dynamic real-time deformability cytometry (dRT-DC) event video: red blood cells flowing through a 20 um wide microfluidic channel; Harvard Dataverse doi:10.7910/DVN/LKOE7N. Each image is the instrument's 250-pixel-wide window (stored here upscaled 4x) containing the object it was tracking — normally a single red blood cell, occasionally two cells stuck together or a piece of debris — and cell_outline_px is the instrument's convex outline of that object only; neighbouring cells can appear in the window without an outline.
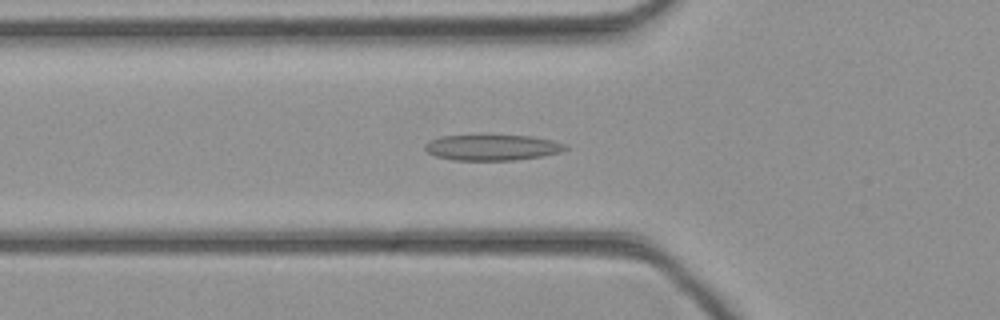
{"species": "common noctule bat (a hibernating species)", "species_latin": "Nyctalus noctula", "temperature_condition": "cold", "stored_images_in_passage": 44, "camera_frame_rate_fps": 3000, "um_per_image_px": 0.085, "animal": {"sex": "female", "body_mass_g": 21.9}, "frame": {"image": 1, "passage_image": 15, "time_ms": 4.667, "image_size_px": [1000, 320], "cell_outline_px": [[568, 148], [560, 152], [544, 156], [512, 160], [452, 160], [436, 156], [428, 152], [424, 148], [424, 144], [440, 136], [480, 132], [532, 136], [552, 140], [568, 144]], "centroid_in_image_um": [41.83, 12.48], "position_along_channel_um": 84.0, "area_um2": 22.25}}
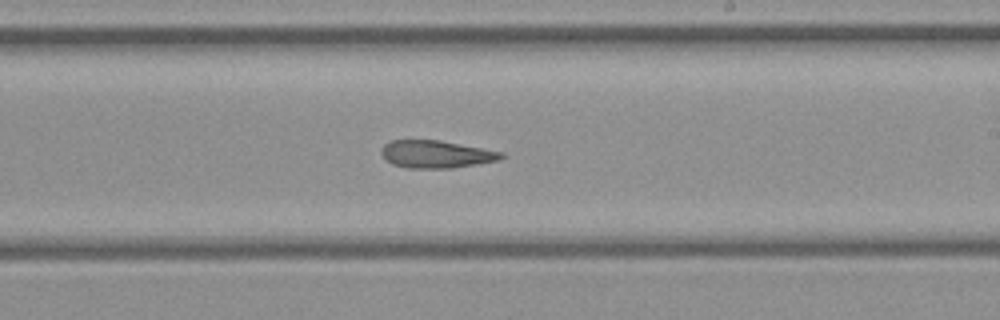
{"frame": {"image": 2, "passage_image": 26, "time_ms": 8.333, "image_size_px": [1000, 320], "cell_outline_px": [[504, 156], [500, 160], [452, 168], [408, 168], [392, 164], [380, 152], [380, 148], [388, 140], [440, 140], [504, 152]], "centroid_in_image_um": [37.06, 13.1], "position_along_channel_um": 251.9, "area_um2": 19.31}}
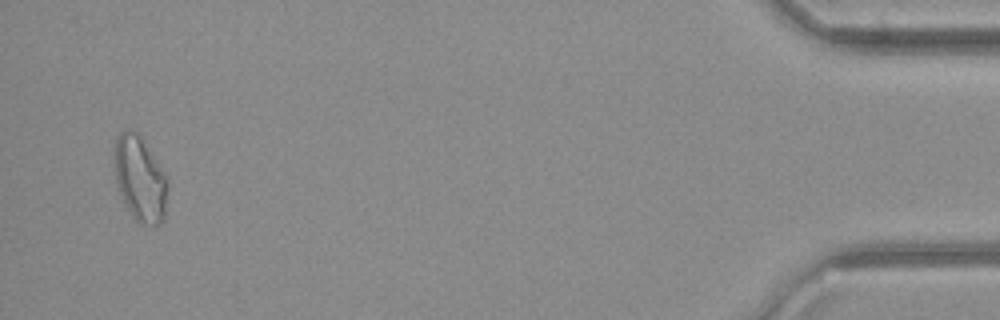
{"frame": {"image": 3, "passage_image": 43, "time_ms": 14.0, "image_size_px": [1000, 320], "cell_outline_px": [[168, 192], [164, 220], [156, 228], [140, 224], [132, 216], [124, 204], [116, 184], [112, 160], [112, 152], [116, 136], [124, 128], [128, 128], [136, 132], [168, 176]], "centroid_in_image_um": [11.88, 15.23], "position_along_channel_um": 423.3, "area_um2": 27.46}}